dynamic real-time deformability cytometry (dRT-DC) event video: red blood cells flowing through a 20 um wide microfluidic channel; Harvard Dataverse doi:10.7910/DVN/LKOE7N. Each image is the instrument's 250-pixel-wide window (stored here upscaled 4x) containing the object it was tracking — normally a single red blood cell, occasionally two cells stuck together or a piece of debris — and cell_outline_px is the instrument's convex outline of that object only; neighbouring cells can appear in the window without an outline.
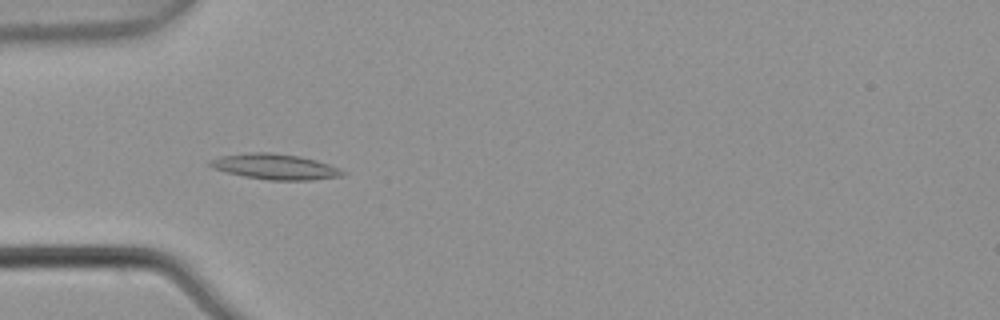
{"species": "common noctule bat (a hibernating species)", "species_latin": "Nyctalus noctula", "temperature_condition": "warm", "stored_images_in_passage": 4, "camera_frame_rate_fps": 3000, "um_per_image_px": 0.085, "animal": {"sex": "male", "body_mass_g": 21.5, "forearm_length_mm": 52.0}, "frame": {"image": 1, "passage_image": 3, "time_ms": 0.667, "image_size_px": [1000, 320], "cell_outline_px": [[348, 172], [340, 176], [312, 180], [268, 180], [244, 176], [212, 168], [208, 164], [208, 160], [220, 156], [248, 152], [268, 152], [300, 156], [316, 160], [328, 164]], "centroid_in_image_um": [23.36, 14.16], "position_along_channel_um": 61.6, "area_um2": 19.71}}
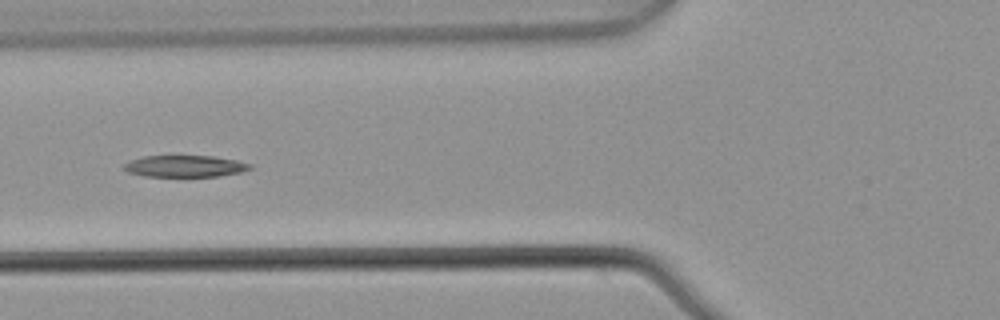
{"frame": {"image": 2, "passage_image": 4, "time_ms": 1.0, "image_size_px": [1000, 320], "cell_outline_px": [[252, 168], [240, 172], [220, 176], [144, 176], [128, 172], [124, 168], [124, 164], [132, 160], [144, 156], [212, 156], [236, 160], [252, 164]], "centroid_in_image_um": [15.74, 14.12], "position_along_channel_um": 110.1, "area_um2": 15.72}}